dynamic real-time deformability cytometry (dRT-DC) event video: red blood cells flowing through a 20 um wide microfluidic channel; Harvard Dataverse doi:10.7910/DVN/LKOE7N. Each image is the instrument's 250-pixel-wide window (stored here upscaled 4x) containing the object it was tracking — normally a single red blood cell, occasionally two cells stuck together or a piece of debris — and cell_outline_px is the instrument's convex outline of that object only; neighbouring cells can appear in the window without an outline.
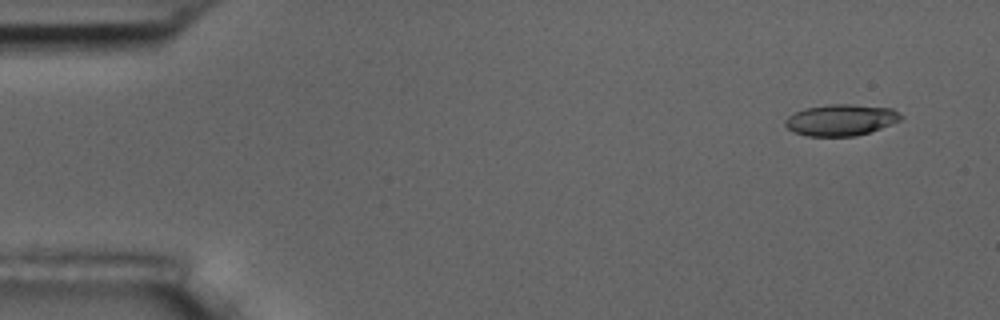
{"species": "common noctule bat (a hibernating species)", "species_latin": "Nyctalus noctula", "temperature_condition": "room temperature", "stored_images_in_passage": 5, "camera_frame_rate_fps": 3000, "um_per_image_px": 0.085, "animal": {"sex": "male", "body_mass_g": 17.5, "forearm_length_mm": 52.3}, "frame": {"image": 1, "passage_image": 2, "time_ms": 1.0, "image_size_px": [1000, 320], "cell_outline_px": [[904, 116], [900, 120], [880, 128], [856, 136], [808, 136], [792, 132], [784, 124], [784, 120], [788, 116], [804, 108], [832, 104], [852, 104], [892, 108]], "centroid_in_image_um": [71.45, 10.19], "position_along_channel_um": 13.5, "area_um2": 21.1}}
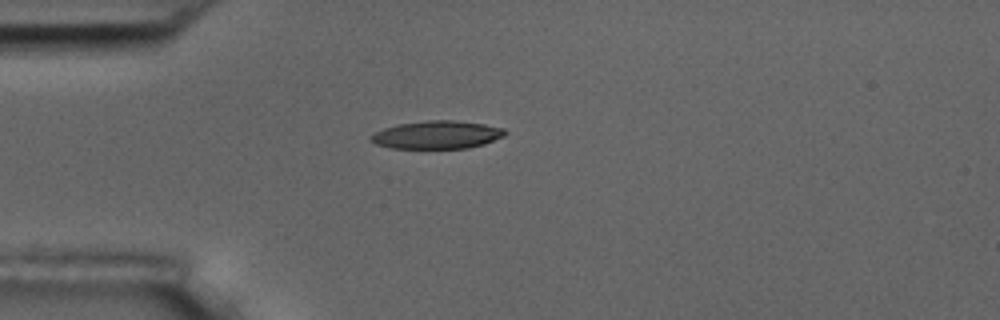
{"frame": {"image": 2, "passage_image": 5, "time_ms": 4.667, "image_size_px": [1000, 320], "cell_outline_px": [[508, 132], [504, 136], [484, 144], [468, 148], [392, 148], [376, 144], [368, 136], [384, 128], [396, 124], [428, 120], [452, 120], [484, 124], [504, 128]], "centroid_in_image_um": [37.16, 11.45], "position_along_channel_um": 47.8, "area_um2": 21.85}}